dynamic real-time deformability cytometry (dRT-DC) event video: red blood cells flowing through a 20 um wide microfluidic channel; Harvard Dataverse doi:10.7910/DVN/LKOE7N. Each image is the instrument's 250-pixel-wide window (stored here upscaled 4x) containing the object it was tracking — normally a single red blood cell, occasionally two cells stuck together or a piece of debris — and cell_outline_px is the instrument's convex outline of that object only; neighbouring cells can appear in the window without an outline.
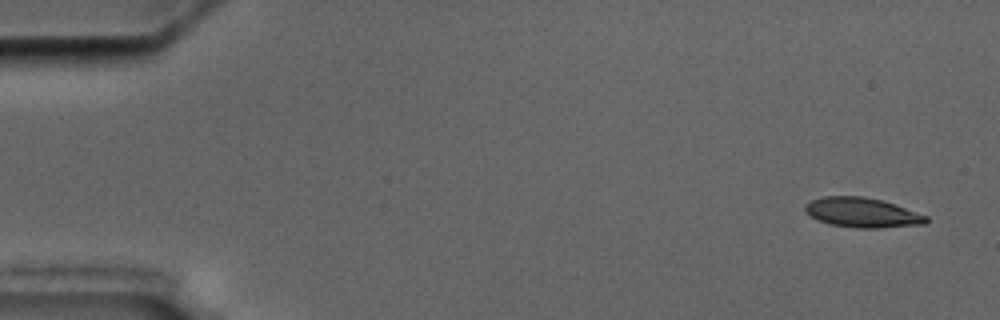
{"species": "common noctule bat (a hibernating species)", "species_latin": "Nyctalus noctula", "temperature_condition": "cold", "stored_images_in_passage": 6, "camera_frame_rate_fps": 3000, "um_per_image_px": 0.085, "animal": {"sex": "male", "body_mass_g": 17.5, "forearm_length_mm": 52.3}, "frame": {"image": 1, "passage_image": 1, "time_ms": 0.0, "image_size_px": [1000, 320], "cell_outline_px": [[928, 220], [924, 224], [876, 228], [856, 228], [832, 224], [820, 220], [804, 212], [804, 204], [812, 200], [824, 196], [864, 196], [880, 200], [928, 216]], "centroid_in_image_um": [73.25, 18.06], "position_along_channel_um": 11.7, "area_um2": 20.63}}